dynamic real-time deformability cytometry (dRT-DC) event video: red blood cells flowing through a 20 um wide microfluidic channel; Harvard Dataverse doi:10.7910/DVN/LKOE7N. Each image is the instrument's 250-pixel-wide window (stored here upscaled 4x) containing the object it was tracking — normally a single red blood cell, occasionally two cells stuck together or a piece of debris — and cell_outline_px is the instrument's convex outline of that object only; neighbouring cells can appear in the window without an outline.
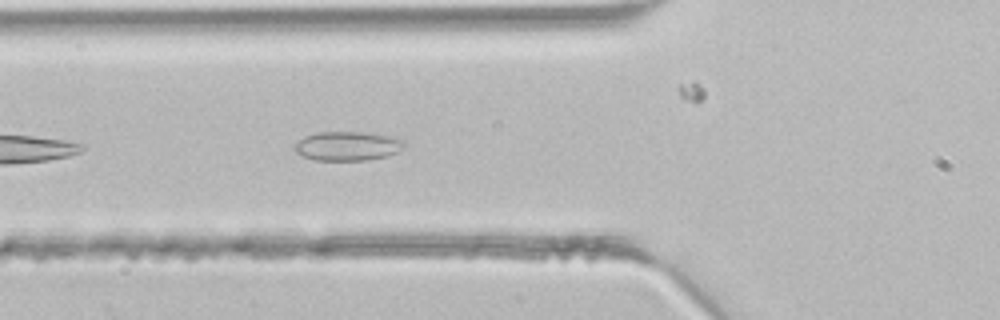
{"species": "common noctule bat (a hibernating species)", "species_latin": "Nyctalus noctula", "temperature_condition": "room temperature", "stored_images_in_passage": 10, "camera_frame_rate_fps": 3000, "um_per_image_px": 0.085, "animal": {"sex": "male", "body_mass_g": 21.5, "forearm_length_mm": 52.0}, "frame": {"image": 1, "passage_image": 4, "time_ms": 1.0, "image_size_px": [1000, 320], "cell_outline_px": [[408, 144], [404, 148], [388, 156], [368, 160], [316, 160], [304, 156], [296, 152], [292, 148], [304, 136], [320, 132], [360, 132], [388, 136], [404, 140]], "centroid_in_image_um": [29.57, 12.42], "position_along_channel_um": 96.2, "area_um2": 18.55}}